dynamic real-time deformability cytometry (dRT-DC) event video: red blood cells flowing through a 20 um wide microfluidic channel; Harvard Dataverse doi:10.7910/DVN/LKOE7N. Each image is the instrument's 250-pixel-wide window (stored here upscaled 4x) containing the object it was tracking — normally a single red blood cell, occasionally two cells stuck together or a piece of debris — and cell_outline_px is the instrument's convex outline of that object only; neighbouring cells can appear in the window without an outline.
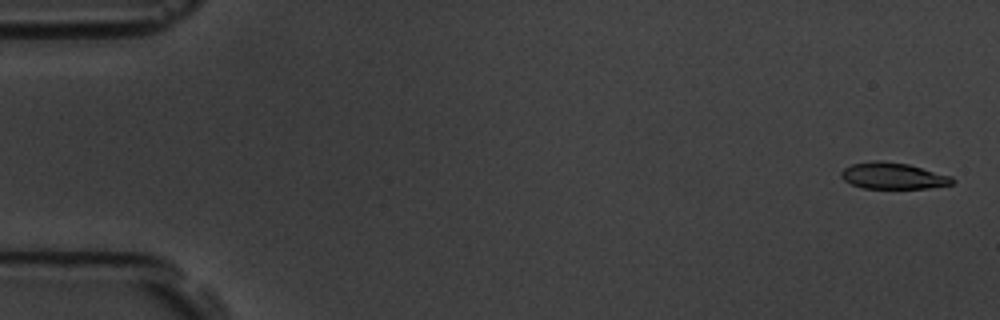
{"species": "common noctule bat (a hibernating species)", "species_latin": "Nyctalus noctula", "temperature_condition": "room temperature", "stored_images_in_passage": 5, "camera_frame_rate_fps": 3000, "um_per_image_px": 0.085, "animal": {"sex": "male", "body_mass_g": 19.5, "forearm_length_mm": 54.6}, "frame": {"image": 1, "passage_image": 1, "time_ms": 0.0, "image_size_px": [1000, 320], "cell_outline_px": [[956, 180], [952, 184], [928, 188], [860, 188], [844, 180], [840, 176], [840, 172], [844, 168], [852, 164], [876, 160], [880, 160], [908, 164], [952, 176]], "centroid_in_image_um": [75.91, 14.94], "position_along_channel_um": 9.1, "area_um2": 17.11}}
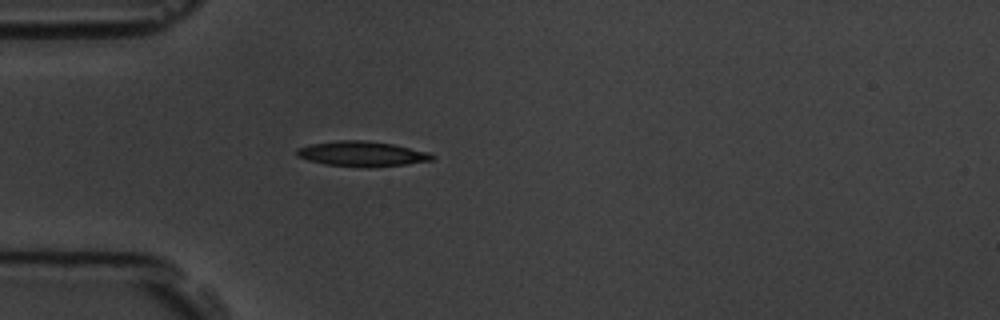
{"frame": {"image": 2, "passage_image": 5, "time_ms": 4.667, "image_size_px": [1000, 320], "cell_outline_px": [[436, 156], [432, 160], [404, 164], [324, 164], [308, 160], [296, 156], [296, 148], [308, 144], [336, 140], [364, 140], [392, 144], [432, 152]], "centroid_in_image_um": [30.73, 13.01], "position_along_channel_um": 54.3, "area_um2": 18.9}}